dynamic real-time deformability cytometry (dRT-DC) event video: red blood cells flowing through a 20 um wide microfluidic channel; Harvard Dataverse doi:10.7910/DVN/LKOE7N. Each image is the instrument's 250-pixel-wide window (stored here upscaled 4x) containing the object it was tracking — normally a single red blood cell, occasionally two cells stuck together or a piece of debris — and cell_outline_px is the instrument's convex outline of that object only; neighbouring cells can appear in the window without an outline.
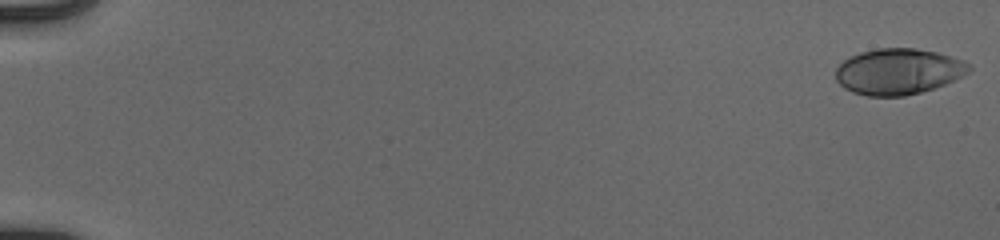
{"species": "human", "species_latin": "Homo sapiens", "temperature_condition": "cold", "stored_images_in_passage": 54, "camera_frame_rate_fps": 3000, "um_per_image_px": 0.085, "donor": {"sex": "male"}, "frame": {"image": 1, "passage_image": 1, "time_ms": 0.0, "image_size_px": [1000, 240], "cell_outline_px": [[972, 68], [968, 72], [944, 84], [920, 92], [904, 96], [868, 96], [852, 92], [844, 88], [836, 80], [836, 68], [844, 60], [860, 52], [876, 48], [916, 48], [936, 52], [952, 56], [964, 60], [972, 64]], "centroid_in_image_um": [76.36, 6.07], "position_along_channel_um": 8.6, "area_um2": 35.66}}
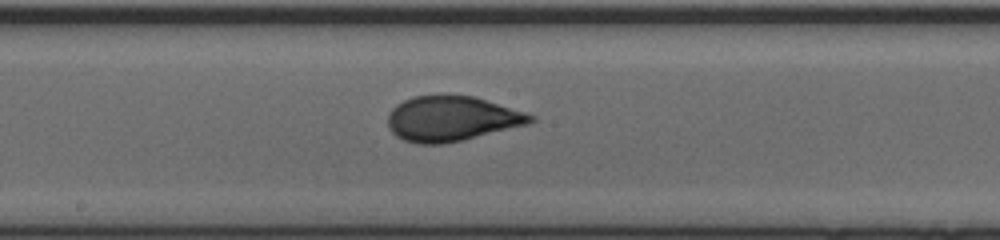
{"frame": {"image": 2, "passage_image": 31, "time_ms": 10.0, "image_size_px": [1000, 240], "cell_outline_px": [[536, 120], [528, 124], [464, 140], [444, 144], [416, 144], [404, 140], [396, 136], [388, 128], [388, 112], [396, 104], [412, 96], [440, 92], [476, 96], [536, 116]], "centroid_in_image_um": [38.36, 10.05], "position_along_channel_um": 209.8, "area_um2": 38.44}}
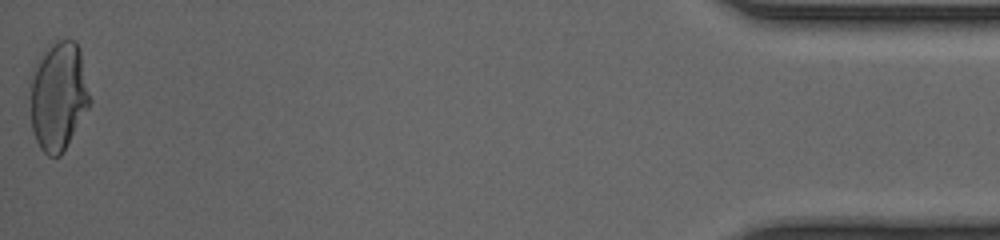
{"frame": {"image": 3, "passage_image": 54, "time_ms": 17.667, "image_size_px": [1000, 240], "cell_outline_px": [[92, 100], [88, 108], [60, 156], [48, 156], [40, 148], [32, 132], [32, 68], [52, 44], [56, 40], [76, 40], [80, 48]], "centroid_in_image_um": [5.0, 8.15], "position_along_channel_um": 430.2, "area_um2": 37.34}, "authors_computed_cell_mechanics": {"area_um2": 35.9227, "velocity_mm_per_s": 3.9585, "shape_relaxation_time_tau1_ms": 5.7472, "shape_relaxation_time_tau2_ms": null, "deformation_change_tau1": 0.2095, "deformation_change_tau2": null}}